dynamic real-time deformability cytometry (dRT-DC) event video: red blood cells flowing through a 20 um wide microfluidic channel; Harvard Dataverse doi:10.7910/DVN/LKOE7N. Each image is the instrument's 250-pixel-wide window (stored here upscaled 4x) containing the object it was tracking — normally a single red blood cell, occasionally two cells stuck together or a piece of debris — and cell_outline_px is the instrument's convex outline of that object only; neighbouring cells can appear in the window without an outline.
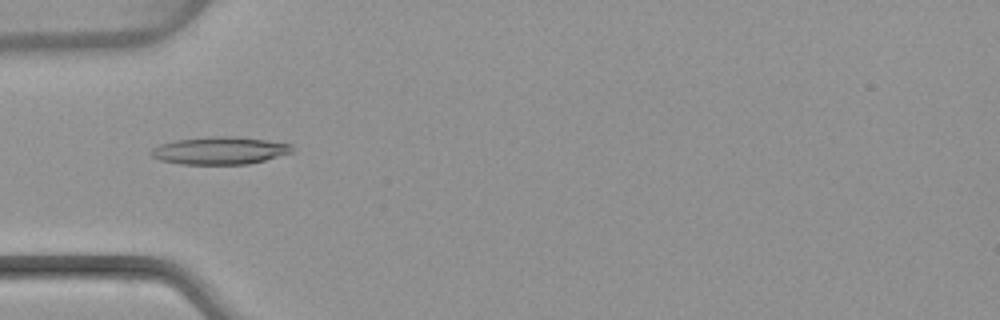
{"species": "common noctule bat (a hibernating species)", "species_latin": "Nyctalus noctula", "temperature_condition": "warm", "stored_images_in_passage": 6, "camera_frame_rate_fps": 3000, "um_per_image_px": 0.085, "animal": {"sex": "female", "body_mass_g": 22.7, "forearm_length_mm": 54.2}, "frame": {"image": 1, "passage_image": 4, "time_ms": 3.667, "image_size_px": [1000, 320], "cell_outline_px": [[296, 152], [248, 164], [180, 164], [160, 160], [152, 156], [148, 152], [152, 148], [160, 144], [176, 140], [212, 136], [236, 136], [292, 144]], "centroid_in_image_um": [18.7, 12.8], "position_along_channel_um": 66.3, "area_um2": 22.77}}
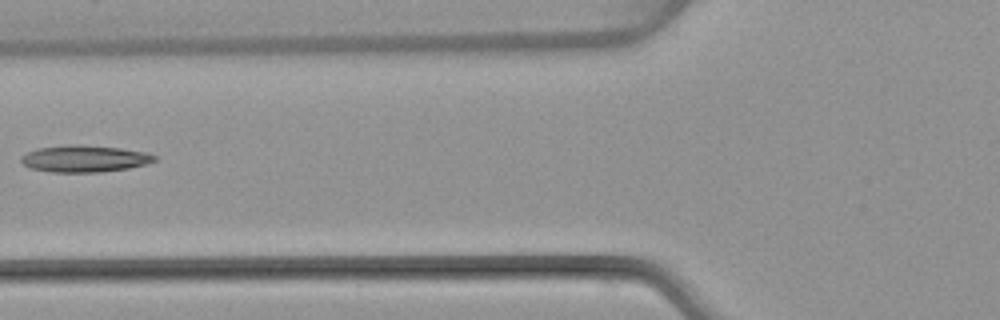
{"frame": {"image": 2, "passage_image": 5, "time_ms": 5.0, "image_size_px": [1000, 320], "cell_outline_px": [[156, 160], [148, 164], [128, 168], [100, 172], [52, 172], [28, 168], [20, 160], [20, 156], [36, 148], [68, 144], [80, 144], [120, 148], [148, 152], [156, 156]], "centroid_in_image_um": [7.17, 13.48], "position_along_channel_um": 118.6, "area_um2": 21.1}}
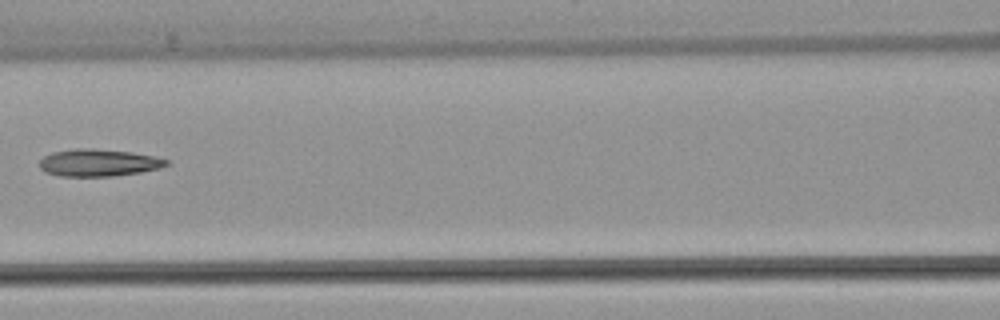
{"frame": {"image": 3, "passage_image": 6, "time_ms": 6.0, "image_size_px": [1000, 320], "cell_outline_px": [[168, 164], [160, 168], [140, 172], [112, 176], [60, 176], [44, 172], [40, 168], [40, 160], [44, 156], [52, 152], [76, 148], [92, 148], [132, 152], [156, 156], [168, 160]], "centroid_in_image_um": [8.37, 13.82], "position_along_channel_um": 158.2, "area_um2": 20.17}}